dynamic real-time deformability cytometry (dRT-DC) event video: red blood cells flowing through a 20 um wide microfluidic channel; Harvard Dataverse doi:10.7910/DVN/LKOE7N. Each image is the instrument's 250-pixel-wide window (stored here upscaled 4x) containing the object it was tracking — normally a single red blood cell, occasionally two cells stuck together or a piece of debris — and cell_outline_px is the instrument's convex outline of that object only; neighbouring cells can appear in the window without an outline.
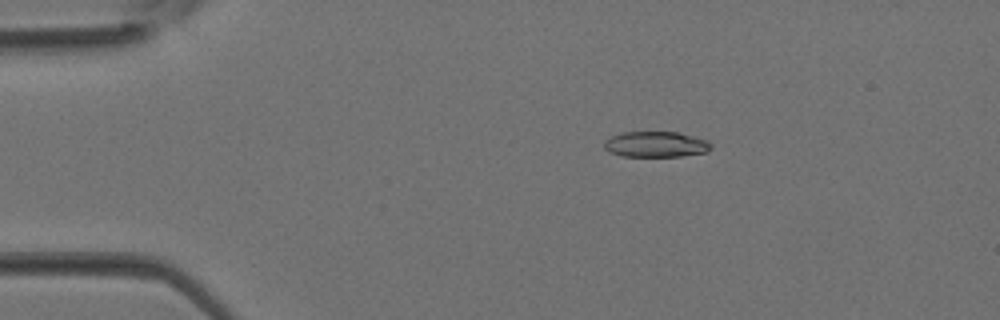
{"species": "Egyptian fruit bat (a non-hibernating species)", "species_latin": "Rousettus aegyptiacus", "temperature_condition": "room temperature", "stored_images_in_passage": 31, "camera_frame_rate_fps": 3000, "um_per_image_px": 0.085, "animal": {"sex": "female"}, "frame": {"image": 1, "passage_image": 1, "time_ms": 0.0, "image_size_px": [1000, 320], "cell_outline_px": [[712, 148], [708, 152], [680, 156], [620, 156], [608, 152], [604, 148], [604, 140], [612, 136], [624, 132], [676, 132], [708, 140], [712, 144]], "centroid_in_image_um": [55.74, 12.27], "position_along_channel_um": 29.3, "area_um2": 16.07}}
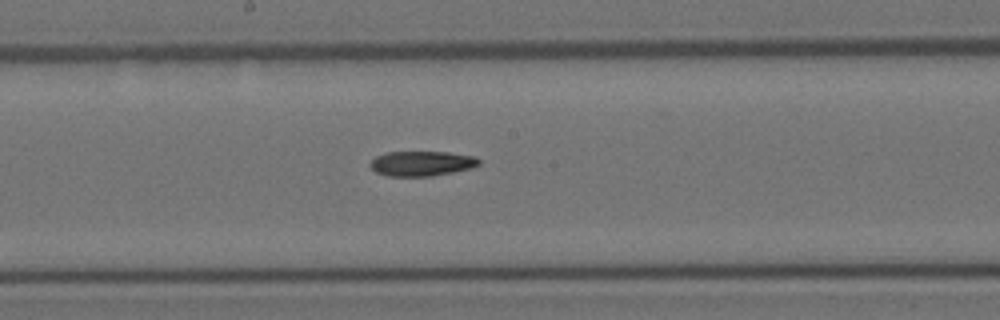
{"frame": {"image": 2, "passage_image": 14, "time_ms": 4.333, "image_size_px": [1000, 320], "cell_outline_px": [[480, 164], [472, 168], [432, 176], [388, 176], [376, 172], [368, 164], [376, 156], [384, 152], [448, 152], [476, 156], [480, 160]], "centroid_in_image_um": [35.85, 13.89], "position_along_channel_um": 212.3, "area_um2": 15.9}}
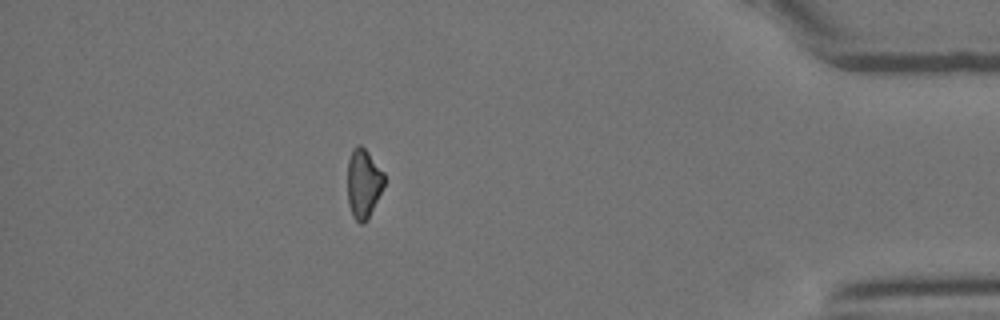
{"frame": {"image": 3, "passage_image": 27, "time_ms": 8.667, "image_size_px": [1000, 320], "cell_outline_px": [[384, 184], [368, 220], [364, 224], [360, 224], [352, 216], [348, 204], [348, 160], [352, 148], [356, 144], [360, 144], [368, 152], [384, 172]], "centroid_in_image_um": [30.88, 15.59], "position_along_channel_um": 404.3, "area_um2": 14.91}}